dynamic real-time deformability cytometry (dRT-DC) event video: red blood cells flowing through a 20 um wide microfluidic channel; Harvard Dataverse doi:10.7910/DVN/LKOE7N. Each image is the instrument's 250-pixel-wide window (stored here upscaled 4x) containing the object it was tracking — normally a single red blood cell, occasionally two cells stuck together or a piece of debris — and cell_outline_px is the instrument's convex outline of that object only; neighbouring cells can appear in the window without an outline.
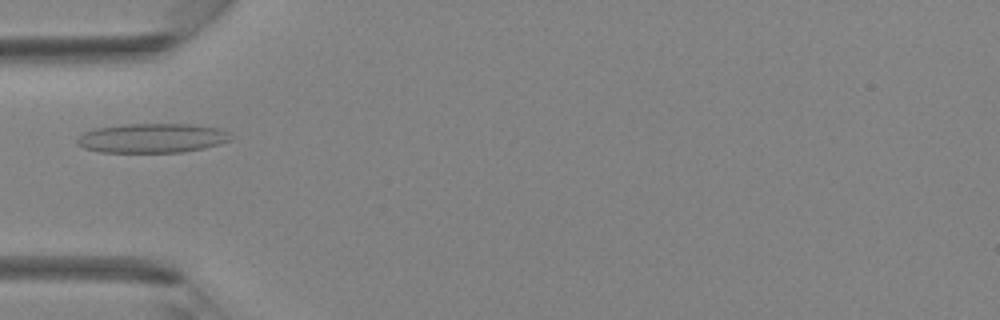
{"species": "Egyptian fruit bat (a non-hibernating species)", "species_latin": "Rousettus aegyptiacus", "temperature_condition": "room temperature", "stored_images_in_passage": 37, "camera_frame_rate_fps": 3000, "um_per_image_px": 0.085, "animal": {"sex": "female"}, "frame": {"image": 1, "passage_image": 10, "time_ms": 3.0, "image_size_px": [1000, 320], "cell_outline_px": [[232, 140], [204, 148], [180, 152], [100, 152], [84, 148], [76, 144], [76, 140], [84, 132], [96, 128], [124, 124], [192, 124], [216, 128], [228, 132]], "centroid_in_image_um": [12.9, 11.74], "position_along_channel_um": 72.1, "area_um2": 26.18}}
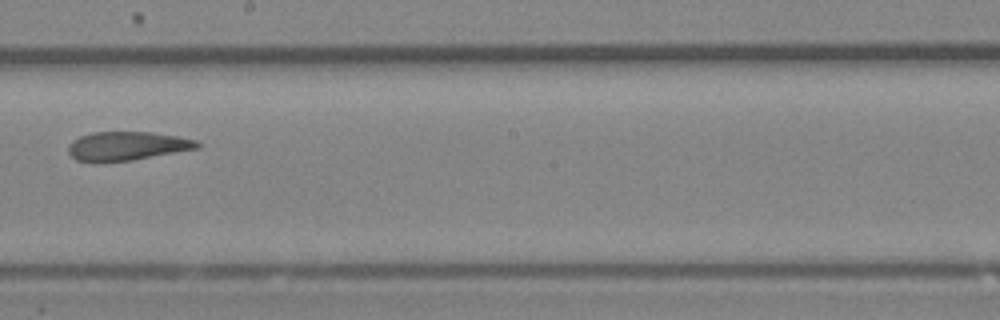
{"frame": {"image": 2, "passage_image": 20, "time_ms": 6.333, "image_size_px": [1000, 320], "cell_outline_px": [[200, 148], [132, 160], [76, 160], [68, 152], [68, 144], [72, 140], [80, 136], [92, 132], [152, 132], [176, 136], [196, 140], [200, 144]], "centroid_in_image_um": [10.82, 12.38], "position_along_channel_um": 237.4, "area_um2": 21.21}}
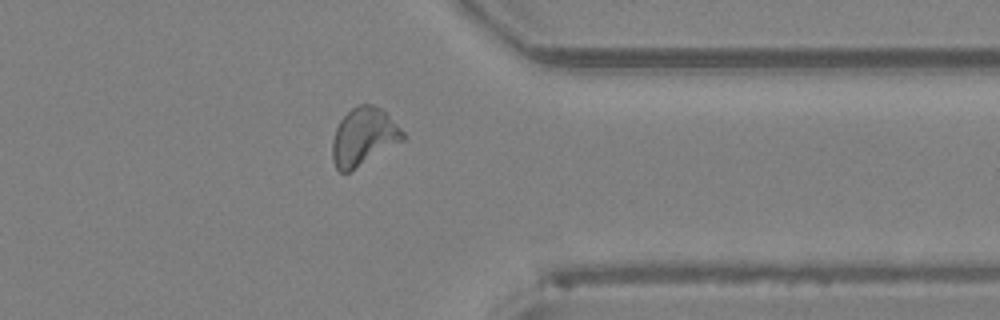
{"frame": {"image": 3, "passage_image": 29, "time_ms": 9.333, "image_size_px": [1000, 320], "cell_outline_px": [[404, 140], [348, 172], [340, 172], [336, 168], [332, 160], [332, 140], [336, 128], [340, 120], [352, 108], [360, 104], [372, 104], [380, 108], [404, 132]], "centroid_in_image_um": [30.88, 11.62], "position_along_channel_um": 380.5, "area_um2": 23.29}}